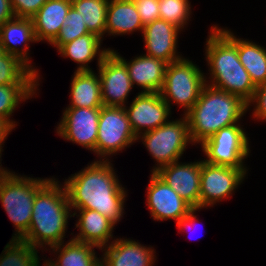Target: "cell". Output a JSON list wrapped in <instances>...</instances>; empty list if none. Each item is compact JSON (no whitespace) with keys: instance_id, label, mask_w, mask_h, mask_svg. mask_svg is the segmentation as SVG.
Returning <instances> with one entry per match:
<instances>
[{"instance_id":"1","label":"cell","mask_w":266,"mask_h":266,"mask_svg":"<svg viewBox=\"0 0 266 266\" xmlns=\"http://www.w3.org/2000/svg\"><path fill=\"white\" fill-rule=\"evenodd\" d=\"M112 166L100 159L65 179L71 209L95 210L115 224L121 220L127 194Z\"/></svg>"},{"instance_id":"2","label":"cell","mask_w":266,"mask_h":266,"mask_svg":"<svg viewBox=\"0 0 266 266\" xmlns=\"http://www.w3.org/2000/svg\"><path fill=\"white\" fill-rule=\"evenodd\" d=\"M206 40V61L210 67V84L216 89L239 96L247 104L252 99L256 86L241 64L237 51V37L226 28H211Z\"/></svg>"},{"instance_id":"3","label":"cell","mask_w":266,"mask_h":266,"mask_svg":"<svg viewBox=\"0 0 266 266\" xmlns=\"http://www.w3.org/2000/svg\"><path fill=\"white\" fill-rule=\"evenodd\" d=\"M70 212L65 186L50 178L35 195L30 227L21 240L36 249L64 243Z\"/></svg>"},{"instance_id":"4","label":"cell","mask_w":266,"mask_h":266,"mask_svg":"<svg viewBox=\"0 0 266 266\" xmlns=\"http://www.w3.org/2000/svg\"><path fill=\"white\" fill-rule=\"evenodd\" d=\"M247 110L239 96L206 84L186 114L192 142L202 144L220 129L239 123Z\"/></svg>"},{"instance_id":"5","label":"cell","mask_w":266,"mask_h":266,"mask_svg":"<svg viewBox=\"0 0 266 266\" xmlns=\"http://www.w3.org/2000/svg\"><path fill=\"white\" fill-rule=\"evenodd\" d=\"M49 179L18 176L11 172L0 183L1 205L16 229L12 239L21 240L27 234L35 195Z\"/></svg>"},{"instance_id":"6","label":"cell","mask_w":266,"mask_h":266,"mask_svg":"<svg viewBox=\"0 0 266 266\" xmlns=\"http://www.w3.org/2000/svg\"><path fill=\"white\" fill-rule=\"evenodd\" d=\"M206 76L192 61L179 59L167 64L164 84L160 91L162 99L170 106L174 102L185 108L186 115L198 100L203 87L206 85Z\"/></svg>"},{"instance_id":"7","label":"cell","mask_w":266,"mask_h":266,"mask_svg":"<svg viewBox=\"0 0 266 266\" xmlns=\"http://www.w3.org/2000/svg\"><path fill=\"white\" fill-rule=\"evenodd\" d=\"M140 138L149 154L157 161V167L155 166L151 172L179 161L187 144H193L186 115L182 119L169 120L154 130L142 133L137 140Z\"/></svg>"},{"instance_id":"8","label":"cell","mask_w":266,"mask_h":266,"mask_svg":"<svg viewBox=\"0 0 266 266\" xmlns=\"http://www.w3.org/2000/svg\"><path fill=\"white\" fill-rule=\"evenodd\" d=\"M249 139L243 128L233 124L220 129L201 144L209 164L246 168L244 159L249 156Z\"/></svg>"},{"instance_id":"9","label":"cell","mask_w":266,"mask_h":266,"mask_svg":"<svg viewBox=\"0 0 266 266\" xmlns=\"http://www.w3.org/2000/svg\"><path fill=\"white\" fill-rule=\"evenodd\" d=\"M137 141L124 107L102 106L98 122L96 154L102 160Z\"/></svg>"},{"instance_id":"10","label":"cell","mask_w":266,"mask_h":266,"mask_svg":"<svg viewBox=\"0 0 266 266\" xmlns=\"http://www.w3.org/2000/svg\"><path fill=\"white\" fill-rule=\"evenodd\" d=\"M247 169L209 164L202 161L200 173V209L231 197L244 180Z\"/></svg>"},{"instance_id":"11","label":"cell","mask_w":266,"mask_h":266,"mask_svg":"<svg viewBox=\"0 0 266 266\" xmlns=\"http://www.w3.org/2000/svg\"><path fill=\"white\" fill-rule=\"evenodd\" d=\"M100 108H66L56 129L61 138L96 154Z\"/></svg>"},{"instance_id":"12","label":"cell","mask_w":266,"mask_h":266,"mask_svg":"<svg viewBox=\"0 0 266 266\" xmlns=\"http://www.w3.org/2000/svg\"><path fill=\"white\" fill-rule=\"evenodd\" d=\"M103 106L125 107L132 90L126 65L110 51L98 66Z\"/></svg>"},{"instance_id":"13","label":"cell","mask_w":266,"mask_h":266,"mask_svg":"<svg viewBox=\"0 0 266 266\" xmlns=\"http://www.w3.org/2000/svg\"><path fill=\"white\" fill-rule=\"evenodd\" d=\"M124 108L136 137L164 125L171 115L170 106L162 99L160 93L140 92L130 107Z\"/></svg>"},{"instance_id":"14","label":"cell","mask_w":266,"mask_h":266,"mask_svg":"<svg viewBox=\"0 0 266 266\" xmlns=\"http://www.w3.org/2000/svg\"><path fill=\"white\" fill-rule=\"evenodd\" d=\"M150 176L146 201L152 218L157 221L173 219L177 224L193 208L155 172Z\"/></svg>"},{"instance_id":"15","label":"cell","mask_w":266,"mask_h":266,"mask_svg":"<svg viewBox=\"0 0 266 266\" xmlns=\"http://www.w3.org/2000/svg\"><path fill=\"white\" fill-rule=\"evenodd\" d=\"M202 161L173 162L155 173L192 208L200 209V173Z\"/></svg>"},{"instance_id":"16","label":"cell","mask_w":266,"mask_h":266,"mask_svg":"<svg viewBox=\"0 0 266 266\" xmlns=\"http://www.w3.org/2000/svg\"><path fill=\"white\" fill-rule=\"evenodd\" d=\"M182 31L176 25L163 19H156L144 26L142 31L146 55L161 59L167 64L182 59L177 54L178 33Z\"/></svg>"},{"instance_id":"17","label":"cell","mask_w":266,"mask_h":266,"mask_svg":"<svg viewBox=\"0 0 266 266\" xmlns=\"http://www.w3.org/2000/svg\"><path fill=\"white\" fill-rule=\"evenodd\" d=\"M104 249L101 266H153L155 250L135 240L115 239Z\"/></svg>"},{"instance_id":"18","label":"cell","mask_w":266,"mask_h":266,"mask_svg":"<svg viewBox=\"0 0 266 266\" xmlns=\"http://www.w3.org/2000/svg\"><path fill=\"white\" fill-rule=\"evenodd\" d=\"M111 51L126 65L133 86L136 83L143 89V93H160L164 84L166 62L146 54L128 62L115 50Z\"/></svg>"},{"instance_id":"19","label":"cell","mask_w":266,"mask_h":266,"mask_svg":"<svg viewBox=\"0 0 266 266\" xmlns=\"http://www.w3.org/2000/svg\"><path fill=\"white\" fill-rule=\"evenodd\" d=\"M29 42H37L32 19L14 17L0 27V47L4 52L20 58L39 76L29 60ZM19 44H24V48L19 49L16 46Z\"/></svg>"},{"instance_id":"20","label":"cell","mask_w":266,"mask_h":266,"mask_svg":"<svg viewBox=\"0 0 266 266\" xmlns=\"http://www.w3.org/2000/svg\"><path fill=\"white\" fill-rule=\"evenodd\" d=\"M80 214L76 215L78 211ZM72 214L79 216L78 222L75 224L79 228L80 233L75 235L74 240L92 244L96 248L102 250L110 242L113 237V228L115 223L101 213L90 209H75Z\"/></svg>"},{"instance_id":"21","label":"cell","mask_w":266,"mask_h":266,"mask_svg":"<svg viewBox=\"0 0 266 266\" xmlns=\"http://www.w3.org/2000/svg\"><path fill=\"white\" fill-rule=\"evenodd\" d=\"M72 6L71 0H47L31 18L36 41L49 44L57 37Z\"/></svg>"},{"instance_id":"22","label":"cell","mask_w":266,"mask_h":266,"mask_svg":"<svg viewBox=\"0 0 266 266\" xmlns=\"http://www.w3.org/2000/svg\"><path fill=\"white\" fill-rule=\"evenodd\" d=\"M140 15L134 1L109 0L105 33L123 35L134 31H143Z\"/></svg>"},{"instance_id":"23","label":"cell","mask_w":266,"mask_h":266,"mask_svg":"<svg viewBox=\"0 0 266 266\" xmlns=\"http://www.w3.org/2000/svg\"><path fill=\"white\" fill-rule=\"evenodd\" d=\"M70 87L71 105L69 104L68 108H101L103 106L99 75H96L93 70H76Z\"/></svg>"},{"instance_id":"24","label":"cell","mask_w":266,"mask_h":266,"mask_svg":"<svg viewBox=\"0 0 266 266\" xmlns=\"http://www.w3.org/2000/svg\"><path fill=\"white\" fill-rule=\"evenodd\" d=\"M102 40L96 34L88 33L62 45L58 51L62 57H69L71 60L77 62L79 65L77 70H92L88 66V63L98 56L97 65L99 66L103 58L111 51L110 48L100 49Z\"/></svg>"},{"instance_id":"25","label":"cell","mask_w":266,"mask_h":266,"mask_svg":"<svg viewBox=\"0 0 266 266\" xmlns=\"http://www.w3.org/2000/svg\"><path fill=\"white\" fill-rule=\"evenodd\" d=\"M63 244L50 247L53 252L59 253L56 261L46 260L50 266H101V259L97 257L94 245L73 238Z\"/></svg>"},{"instance_id":"26","label":"cell","mask_w":266,"mask_h":266,"mask_svg":"<svg viewBox=\"0 0 266 266\" xmlns=\"http://www.w3.org/2000/svg\"><path fill=\"white\" fill-rule=\"evenodd\" d=\"M237 51L241 64L257 87L266 82V49L254 42L237 38Z\"/></svg>"},{"instance_id":"27","label":"cell","mask_w":266,"mask_h":266,"mask_svg":"<svg viewBox=\"0 0 266 266\" xmlns=\"http://www.w3.org/2000/svg\"><path fill=\"white\" fill-rule=\"evenodd\" d=\"M39 77L20 58L4 52L0 47V85L39 84Z\"/></svg>"},{"instance_id":"28","label":"cell","mask_w":266,"mask_h":266,"mask_svg":"<svg viewBox=\"0 0 266 266\" xmlns=\"http://www.w3.org/2000/svg\"><path fill=\"white\" fill-rule=\"evenodd\" d=\"M108 2L109 0H71L88 31L101 39L105 35Z\"/></svg>"},{"instance_id":"29","label":"cell","mask_w":266,"mask_h":266,"mask_svg":"<svg viewBox=\"0 0 266 266\" xmlns=\"http://www.w3.org/2000/svg\"><path fill=\"white\" fill-rule=\"evenodd\" d=\"M39 84H9L0 85V117L6 120L13 128L17 123L10 116L18 107L21 101H25L32 97Z\"/></svg>"},{"instance_id":"30","label":"cell","mask_w":266,"mask_h":266,"mask_svg":"<svg viewBox=\"0 0 266 266\" xmlns=\"http://www.w3.org/2000/svg\"><path fill=\"white\" fill-rule=\"evenodd\" d=\"M0 255V266H40L38 250L23 240L11 239Z\"/></svg>"},{"instance_id":"31","label":"cell","mask_w":266,"mask_h":266,"mask_svg":"<svg viewBox=\"0 0 266 266\" xmlns=\"http://www.w3.org/2000/svg\"><path fill=\"white\" fill-rule=\"evenodd\" d=\"M88 33L90 32L88 31L86 24L83 23L80 13L71 6L57 37L50 44L58 50L62 45Z\"/></svg>"},{"instance_id":"32","label":"cell","mask_w":266,"mask_h":266,"mask_svg":"<svg viewBox=\"0 0 266 266\" xmlns=\"http://www.w3.org/2000/svg\"><path fill=\"white\" fill-rule=\"evenodd\" d=\"M160 19L183 29L190 19L191 5L188 0H158Z\"/></svg>"},{"instance_id":"33","label":"cell","mask_w":266,"mask_h":266,"mask_svg":"<svg viewBox=\"0 0 266 266\" xmlns=\"http://www.w3.org/2000/svg\"><path fill=\"white\" fill-rule=\"evenodd\" d=\"M47 0H10L15 17L32 18Z\"/></svg>"},{"instance_id":"34","label":"cell","mask_w":266,"mask_h":266,"mask_svg":"<svg viewBox=\"0 0 266 266\" xmlns=\"http://www.w3.org/2000/svg\"><path fill=\"white\" fill-rule=\"evenodd\" d=\"M134 3L143 26L160 18L158 0H135Z\"/></svg>"},{"instance_id":"35","label":"cell","mask_w":266,"mask_h":266,"mask_svg":"<svg viewBox=\"0 0 266 266\" xmlns=\"http://www.w3.org/2000/svg\"><path fill=\"white\" fill-rule=\"evenodd\" d=\"M252 103L253 105L255 104L253 109L254 118L266 121V82L256 87L252 99L247 104V108L252 106Z\"/></svg>"},{"instance_id":"36","label":"cell","mask_w":266,"mask_h":266,"mask_svg":"<svg viewBox=\"0 0 266 266\" xmlns=\"http://www.w3.org/2000/svg\"><path fill=\"white\" fill-rule=\"evenodd\" d=\"M14 17L10 0H0V27Z\"/></svg>"},{"instance_id":"37","label":"cell","mask_w":266,"mask_h":266,"mask_svg":"<svg viewBox=\"0 0 266 266\" xmlns=\"http://www.w3.org/2000/svg\"><path fill=\"white\" fill-rule=\"evenodd\" d=\"M199 209H192L185 217L181 218L178 222H177V228L179 230H185L187 228L191 229L190 227H194L193 225H195V223L197 222L198 218L196 217V215H194L196 213V211H198ZM188 230V229H187Z\"/></svg>"},{"instance_id":"38","label":"cell","mask_w":266,"mask_h":266,"mask_svg":"<svg viewBox=\"0 0 266 266\" xmlns=\"http://www.w3.org/2000/svg\"><path fill=\"white\" fill-rule=\"evenodd\" d=\"M12 129L14 128L6 120L0 117V150H3L2 144Z\"/></svg>"},{"instance_id":"39","label":"cell","mask_w":266,"mask_h":266,"mask_svg":"<svg viewBox=\"0 0 266 266\" xmlns=\"http://www.w3.org/2000/svg\"><path fill=\"white\" fill-rule=\"evenodd\" d=\"M2 151L3 150H0V158H1V155H2ZM1 161V159H0ZM1 164V162H0ZM2 165H0V183L11 173V171L9 170H5V168L1 167Z\"/></svg>"},{"instance_id":"40","label":"cell","mask_w":266,"mask_h":266,"mask_svg":"<svg viewBox=\"0 0 266 266\" xmlns=\"http://www.w3.org/2000/svg\"><path fill=\"white\" fill-rule=\"evenodd\" d=\"M44 266H50L46 261L44 262Z\"/></svg>"}]
</instances>
